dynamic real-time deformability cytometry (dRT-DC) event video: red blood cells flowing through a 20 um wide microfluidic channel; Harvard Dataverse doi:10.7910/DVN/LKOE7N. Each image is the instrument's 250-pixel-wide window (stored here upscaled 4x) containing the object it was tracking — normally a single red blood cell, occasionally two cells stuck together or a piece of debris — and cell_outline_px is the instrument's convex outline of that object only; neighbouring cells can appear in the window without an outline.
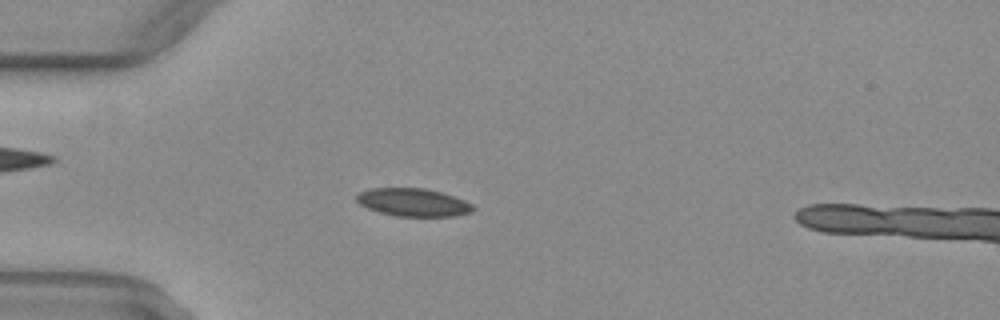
{"species": "common noctule bat (a hibernating species)", "species_latin": "Nyctalus noctula", "temperature_condition": "warm", "stored_images_in_passage": 48, "camera_frame_rate_fps": 3000, "um_per_image_px": 0.085, "animal": {"sex": "female", "body_mass_g": 29.2, "forearm_length_mm": 56.3}, "frame": {"image": 1, "passage_image": 12, "time_ms": 3.667, "image_size_px": [1000, 320], "cell_outline_px": [[476, 208], [472, 212], [456, 216], [396, 216], [380, 212], [368, 208], [360, 204], [356, 200], [356, 196], [360, 192], [372, 188], [424, 188], [440, 192], [464, 200], [472, 204]], "centroid_in_image_um": [35.14, 17.2], "position_along_channel_um": 49.9, "area_um2": 18.84}}
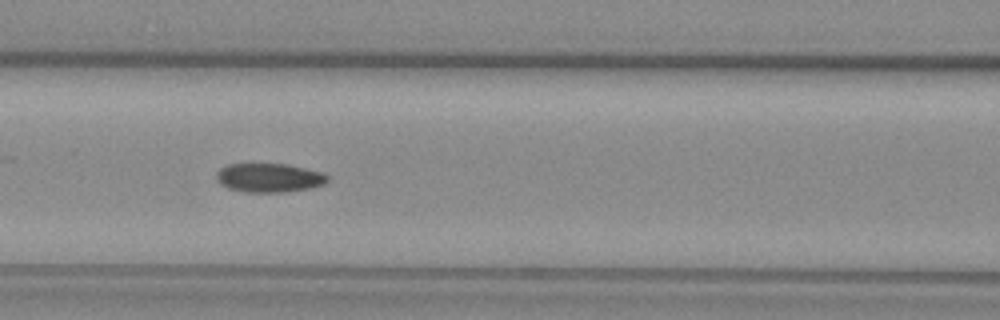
{"frame": {"image": 2, "passage_image": 20, "time_ms": 6.333, "image_size_px": [1000, 320], "cell_outline_px": [[328, 180], [324, 184], [312, 188], [284, 192], [244, 192], [228, 188], [220, 184], [216, 180], [216, 172], [220, 168], [228, 164], [288, 164], [320, 172], [328, 176]], "centroid_in_image_um": [22.85, 15.11], "position_along_channel_um": 143.8, "area_um2": 18.79}}
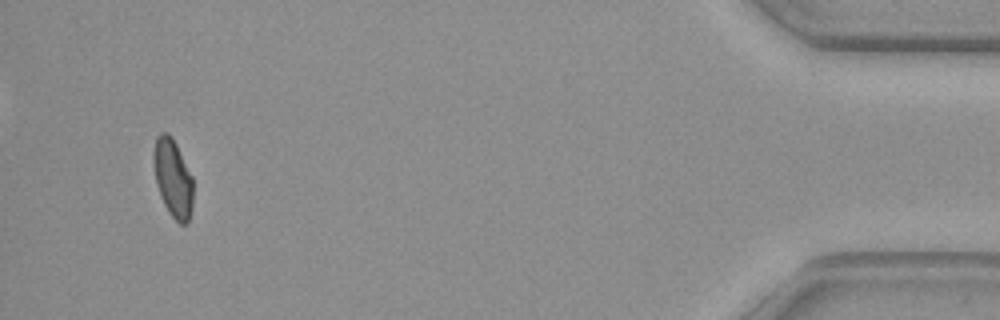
{"frame": {"image": 3, "passage_image": 46, "time_ms": 15.0, "image_size_px": [1000, 320], "cell_outline_px": [[192, 204], [188, 224], [180, 224], [168, 212], [160, 196], [156, 184], [156, 136], [160, 132], [168, 132], [172, 136], [192, 176]], "centroid_in_image_um": [14.73, 15.18], "position_along_channel_um": 420.5, "area_um2": 17.4}, "authors_computed_cell_mechanics": {"area_um2": 18.7272, "velocity_mm_per_s": 4.0822, "shape_relaxation_time_tau1_ms": null, "shape_relaxation_time_tau2_ms": 5.6955, "deformation_change_tau1": null, "deformation_change_tau2": 0.0943}}